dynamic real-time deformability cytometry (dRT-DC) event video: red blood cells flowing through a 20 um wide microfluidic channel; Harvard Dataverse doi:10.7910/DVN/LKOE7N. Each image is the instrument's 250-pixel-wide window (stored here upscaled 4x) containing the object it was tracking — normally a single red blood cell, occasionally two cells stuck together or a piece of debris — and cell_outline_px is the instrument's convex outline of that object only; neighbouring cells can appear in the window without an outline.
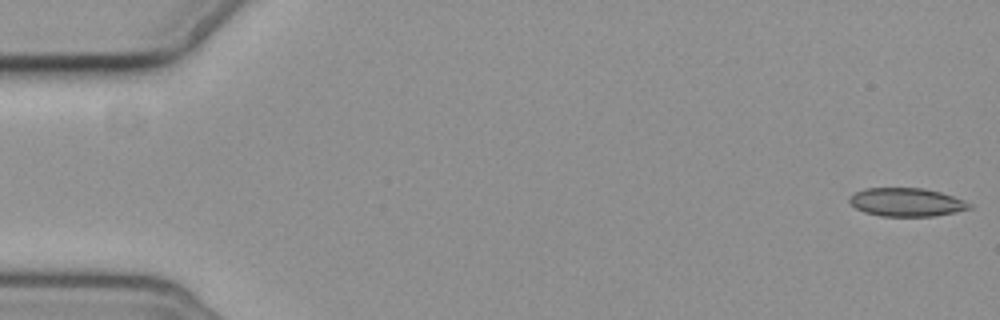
{"species": "common noctule bat (a hibernating species)", "species_latin": "Nyctalus noctula", "temperature_condition": "cold", "stored_images_in_passage": 8, "camera_frame_rate_fps": 3000, "um_per_image_px": 0.085, "animal": {"sex": "female", "body_mass_g": 19.3, "forearm_length_mm": 54.1}, "frame": {"image": 1, "passage_image": 1, "time_ms": 0.0, "image_size_px": [1000, 320], "cell_outline_px": [[972, 208], [956, 212], [936, 216], [880, 216], [864, 212], [856, 208], [848, 200], [848, 196], [864, 188], [924, 188], [940, 192], [964, 200], [972, 204]], "centroid_in_image_um": [77.05, 17.19], "position_along_channel_um": 7.9, "area_um2": 19.94}}
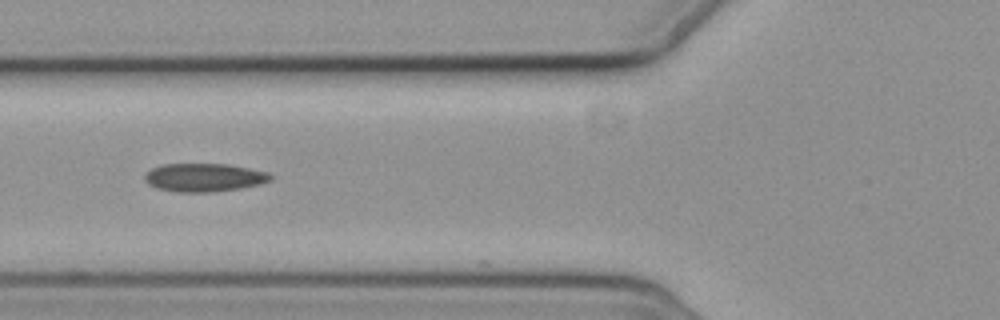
{"frame": {"image": 2, "passage_image": 6, "time_ms": 7.0, "image_size_px": [1000, 320], "cell_outline_px": [[272, 180], [260, 184], [240, 188], [208, 192], [180, 192], [156, 188], [148, 184], [144, 180], [144, 176], [152, 168], [164, 164], [228, 164], [268, 172], [272, 176]], "centroid_in_image_um": [17.35, 15.08], "position_along_channel_um": 108.4, "area_um2": 20.63}}
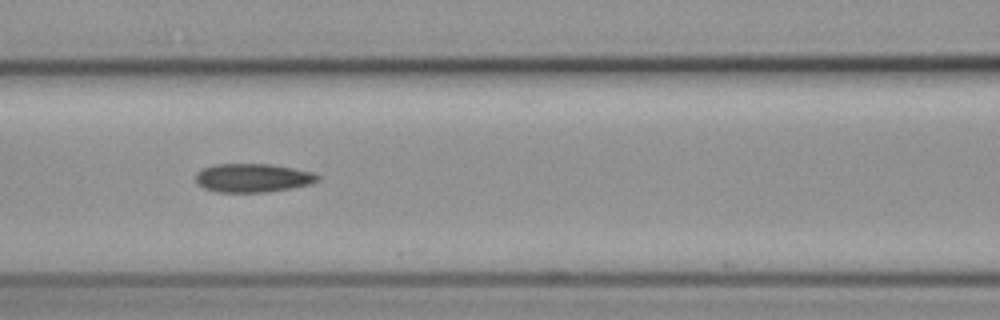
{"frame": {"image": 3, "passage_image": 7, "time_ms": 8.0, "image_size_px": [1000, 320], "cell_outline_px": [[320, 180], [312, 184], [292, 188], [268, 192], [216, 192], [204, 188], [196, 180], [196, 172], [204, 168], [216, 164], [268, 164], [292, 168], [312, 172], [320, 176]], "centroid_in_image_um": [21.52, 15.13], "position_along_channel_um": 145.1, "area_um2": 20.35}}